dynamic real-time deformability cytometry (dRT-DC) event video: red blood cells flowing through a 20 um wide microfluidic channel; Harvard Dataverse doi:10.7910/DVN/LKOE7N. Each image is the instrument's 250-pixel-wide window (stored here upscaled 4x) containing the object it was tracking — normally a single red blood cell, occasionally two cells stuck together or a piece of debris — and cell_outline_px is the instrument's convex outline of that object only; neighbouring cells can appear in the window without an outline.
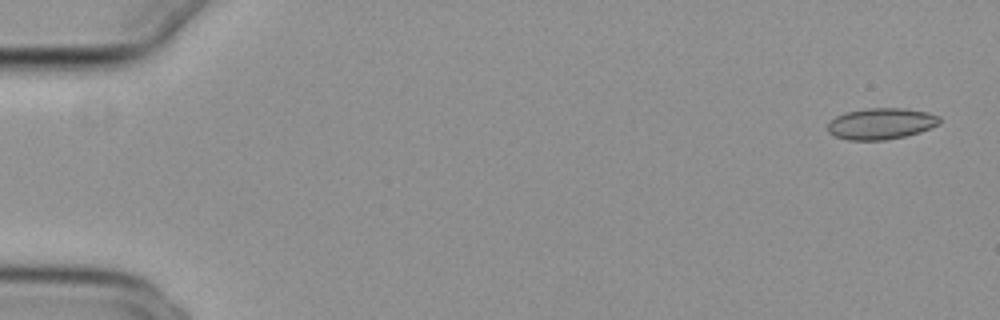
{"species": "common noctule bat (a hibernating species)", "species_latin": "Nyctalus noctula", "temperature_condition": "cold", "stored_images_in_passage": 8, "camera_frame_rate_fps": 3000, "um_per_image_px": 0.085, "animal": {"sex": "female", "body_mass_g": 29.2, "forearm_length_mm": 56.3}, "frame": {"image": 1, "passage_image": 2, "time_ms": 0.333, "image_size_px": [1000, 320], "cell_outline_px": [[940, 124], [920, 132], [904, 136], [884, 140], [848, 140], [836, 136], [828, 132], [828, 124], [836, 116], [844, 112], [868, 108], [904, 108], [928, 112], [940, 116]], "centroid_in_image_um": [74.91, 10.5], "position_along_channel_um": 10.1, "area_um2": 20.4}}